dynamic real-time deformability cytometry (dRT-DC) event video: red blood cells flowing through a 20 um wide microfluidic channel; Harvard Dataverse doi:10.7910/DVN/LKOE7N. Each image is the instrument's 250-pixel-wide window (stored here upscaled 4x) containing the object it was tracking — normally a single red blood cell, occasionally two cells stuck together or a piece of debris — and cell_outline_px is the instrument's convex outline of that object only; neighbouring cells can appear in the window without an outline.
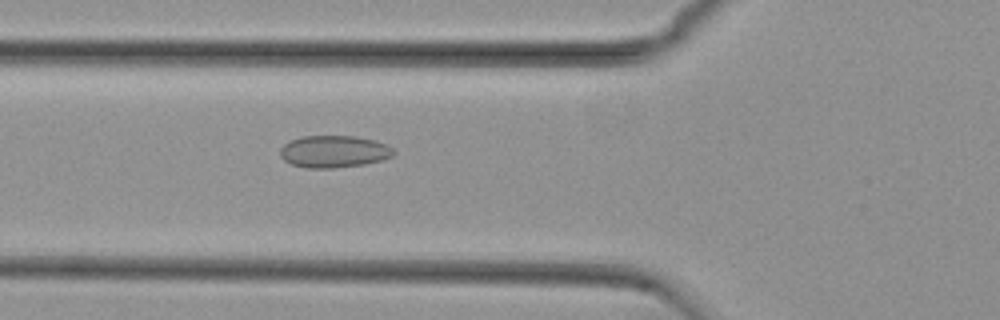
{"species": "common noctule bat (a hibernating species)", "species_latin": "Nyctalus noctula", "temperature_condition": "cold", "stored_images_in_passage": 49, "camera_frame_rate_fps": 3000, "um_per_image_px": 0.085, "animal": {"sex": "female", "body_mass_g": 29.2, "forearm_length_mm": 56.3}, "frame": {"image": 1, "passage_image": 14, "time_ms": 4.333, "image_size_px": [1000, 320], "cell_outline_px": [[396, 152], [392, 156], [380, 160], [364, 164], [332, 168], [308, 168], [292, 164], [284, 160], [280, 156], [280, 148], [284, 144], [300, 136], [356, 136], [376, 140], [392, 148]], "centroid_in_image_um": [28.37, 12.87], "position_along_channel_um": 97.4, "area_um2": 21.15}}
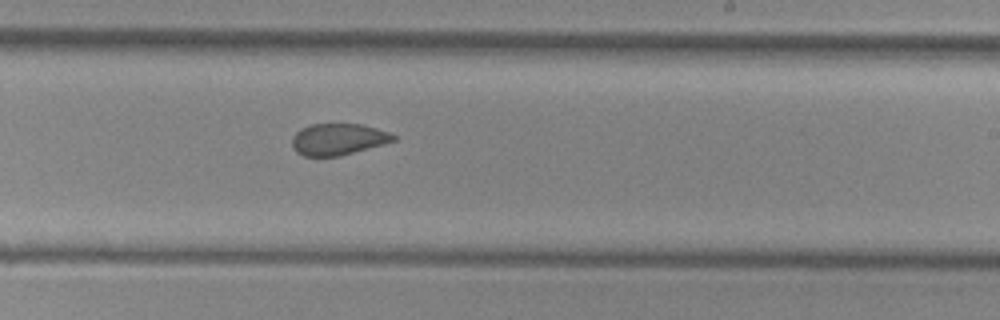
{"frame": {"image": 2, "passage_image": 27, "time_ms": 8.667, "image_size_px": [1000, 320], "cell_outline_px": [[396, 140], [384, 144], [340, 156], [304, 156], [296, 152], [292, 148], [292, 136], [300, 128], [312, 124], [360, 124], [376, 128], [388, 132], [396, 136]], "centroid_in_image_um": [28.72, 11.84], "position_along_channel_um": 260.3, "area_um2": 18.67}}
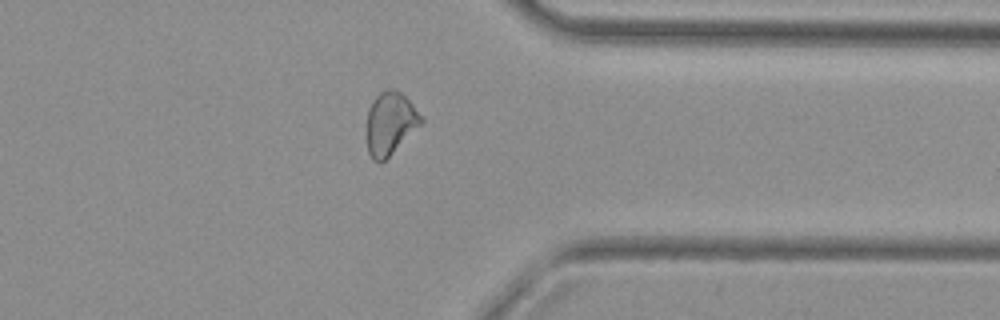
{"frame": {"image": 3, "passage_image": 37, "time_ms": 12.0, "image_size_px": [1000, 320], "cell_outline_px": [[424, 120], [380, 164], [372, 160], [368, 152], [368, 108], [372, 100], [380, 92], [388, 88], [396, 88], [424, 116]], "centroid_in_image_um": [33.16, 10.45], "position_along_channel_um": 378.2, "area_um2": 19.54}, "authors_computed_cell_mechanics": {"area_um2": 20.2878, "velocity_mm_per_s": 3.7505, "shape_relaxation_time_tau1_ms": null, "shape_relaxation_time_tau2_ms": 1.9761, "deformation_change_tau1": null, "deformation_change_tau2": 0.0833}}